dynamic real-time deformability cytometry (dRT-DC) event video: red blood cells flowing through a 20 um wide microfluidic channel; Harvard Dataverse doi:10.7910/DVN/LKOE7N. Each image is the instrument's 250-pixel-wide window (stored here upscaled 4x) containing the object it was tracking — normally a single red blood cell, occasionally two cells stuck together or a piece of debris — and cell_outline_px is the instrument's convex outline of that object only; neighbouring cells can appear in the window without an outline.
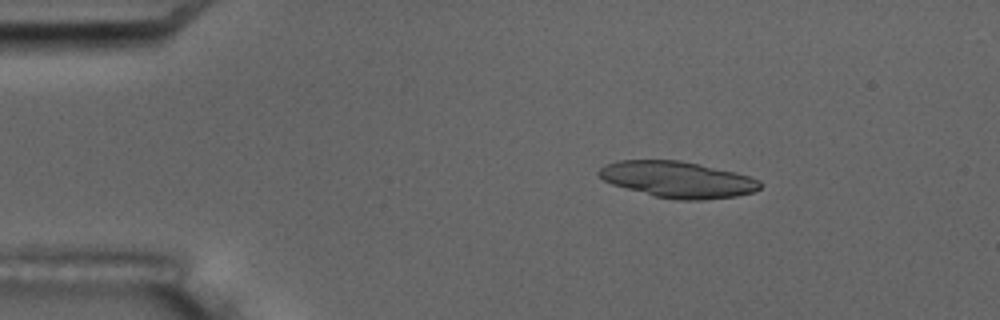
{"species": "common noctule bat (a hibernating species)", "species_latin": "Nyctalus noctula", "temperature_condition": "room temperature", "stored_images_in_passage": 3, "camera_frame_rate_fps": 3000, "um_per_image_px": 0.085, "animal": {"sex": "male", "body_mass_g": 17.5, "forearm_length_mm": 52.3}, "frame": {"image": 1, "passage_image": 2, "time_ms": 1.0, "image_size_px": [1000, 320], "cell_outline_px": [[760, 188], [752, 192], [736, 196], [704, 200], [676, 200], [656, 196], [612, 184], [604, 180], [596, 172], [604, 164], [616, 160], [680, 160], [700, 164], [736, 172], [760, 180]], "centroid_in_image_um": [57.59, 15.25], "position_along_channel_um": 27.4, "area_um2": 33.99}}